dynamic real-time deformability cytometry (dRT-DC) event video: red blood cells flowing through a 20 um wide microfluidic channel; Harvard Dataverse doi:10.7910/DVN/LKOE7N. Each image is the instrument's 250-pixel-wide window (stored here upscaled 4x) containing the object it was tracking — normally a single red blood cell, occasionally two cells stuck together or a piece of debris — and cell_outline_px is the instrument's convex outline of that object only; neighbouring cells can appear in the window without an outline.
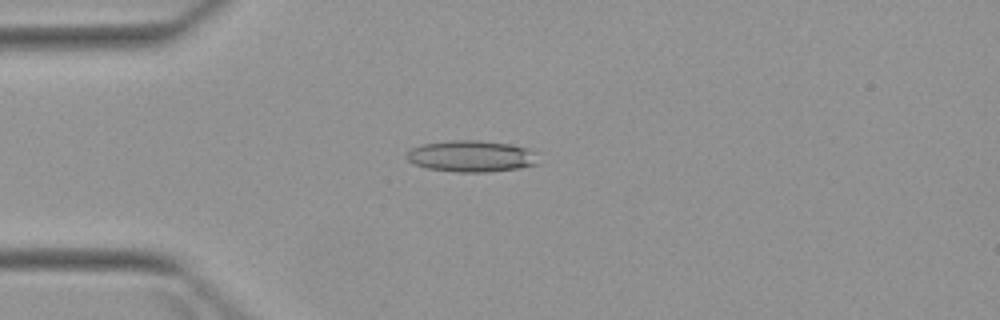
{"species": "Egyptian fruit bat (a non-hibernating species)", "species_latin": "Rousettus aegyptiacus", "temperature_condition": "warm", "stored_images_in_passage": 3, "camera_frame_rate_fps": 3000, "um_per_image_px": 0.085, "animal": {"sex": "female"}, "frame": {"image": 1, "passage_image": 2, "time_ms": 1.333, "image_size_px": [1000, 320], "cell_outline_px": [[540, 164], [520, 168], [488, 172], [456, 172], [428, 168], [412, 164], [404, 156], [412, 148], [420, 144], [452, 140], [476, 140], [512, 144], [528, 148], [532, 152]], "centroid_in_image_um": [40.04, 13.28], "position_along_channel_um": 45.0, "area_um2": 24.28}}